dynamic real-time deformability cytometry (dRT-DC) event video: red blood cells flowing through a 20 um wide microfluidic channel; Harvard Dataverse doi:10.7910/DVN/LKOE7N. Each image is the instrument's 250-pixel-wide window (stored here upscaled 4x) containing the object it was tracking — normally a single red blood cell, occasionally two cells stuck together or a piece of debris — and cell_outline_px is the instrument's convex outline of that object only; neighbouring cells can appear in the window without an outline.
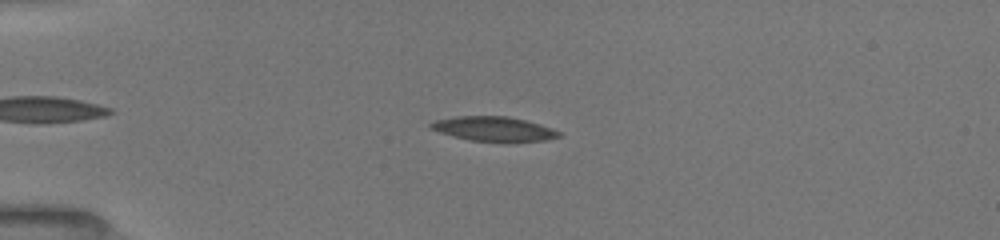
{"species": "common noctule bat (a hibernating species)", "species_latin": "Nyctalus noctula", "temperature_condition": "room temperature", "stored_images_in_passage": 45, "camera_frame_rate_fps": 3000, "um_per_image_px": 0.085, "animal": {"sex": "female", "body_mass_g": 19.5, "forearm_length_mm": 54.1}, "frame": {"image": 1, "passage_image": 14, "time_ms": 4.333, "image_size_px": [1000, 240], "cell_outline_px": [[560, 136], [544, 140], [472, 140], [440, 132], [428, 128], [428, 124], [436, 120], [456, 116], [504, 116], [524, 120], [540, 124], [560, 132]], "centroid_in_image_um": [41.9, 10.92], "position_along_channel_um": 43.1, "area_um2": 17.51}}
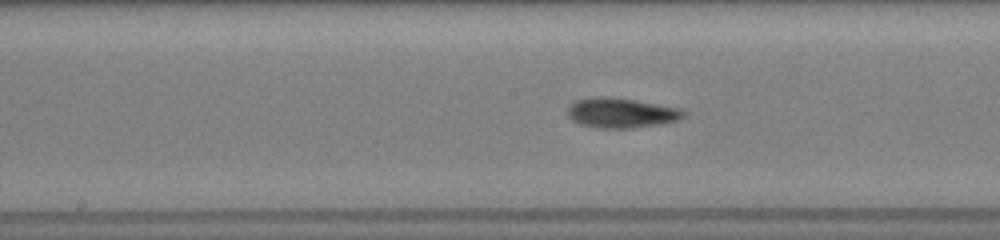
{"frame": {"image": 2, "passage_image": 28, "time_ms": 9.0, "image_size_px": [1000, 240], "cell_outline_px": [[684, 116], [676, 120], [656, 124], [632, 128], [596, 128], [580, 124], [572, 120], [568, 116], [568, 108], [576, 100], [600, 96], [608, 96], [632, 100], [676, 108], [684, 112]], "centroid_in_image_um": [52.71, 9.6], "position_along_channel_um": 195.5, "area_um2": 19.65}}
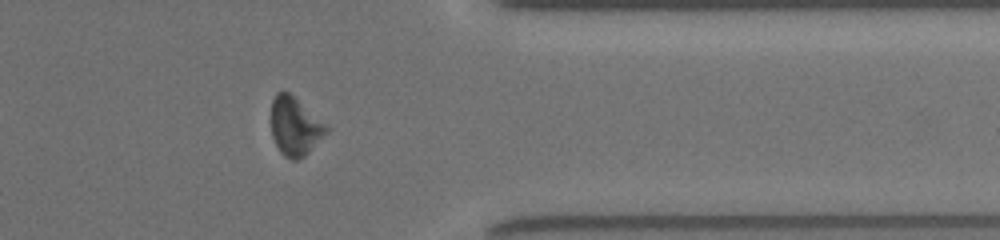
{"frame": {"image": 3, "passage_image": 43, "time_ms": 14.0, "image_size_px": [1000, 240], "cell_outline_px": [[332, 128], [304, 156], [296, 160], [292, 160], [284, 156], [280, 152], [272, 136], [272, 100], [276, 92], [288, 92], [328, 124]], "centroid_in_image_um": [25.11, 10.74], "position_along_channel_um": 386.3, "area_um2": 18.79}, "authors_computed_cell_mechanics": {"area_um2": 18.6694, "velocity_mm_per_s": 4.0047, "shape_relaxation_time_tau1_ms": 7.7019, "shape_relaxation_time_tau2_ms": 6.7814, "deformation_change_tau1": 0.1565, "deformation_change_tau2": 0.1646}}